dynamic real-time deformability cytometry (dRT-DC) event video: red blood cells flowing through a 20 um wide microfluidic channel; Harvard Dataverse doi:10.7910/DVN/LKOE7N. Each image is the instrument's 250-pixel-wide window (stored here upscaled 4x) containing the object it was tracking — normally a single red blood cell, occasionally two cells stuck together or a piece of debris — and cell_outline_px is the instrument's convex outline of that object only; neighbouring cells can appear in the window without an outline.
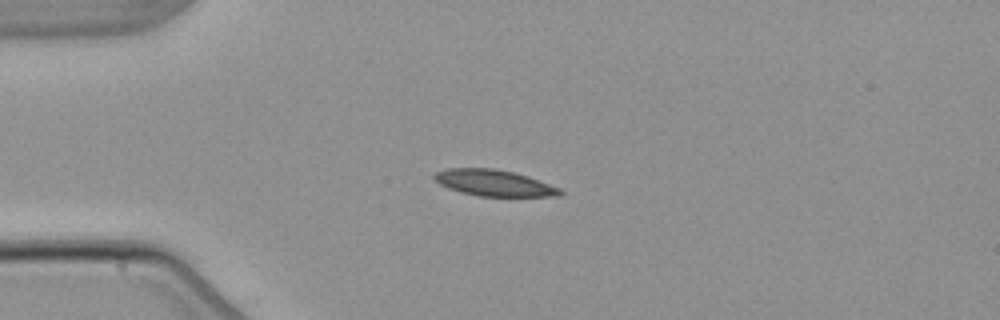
{"species": "common noctule bat (a hibernating species)", "species_latin": "Nyctalus noctula", "temperature_condition": "warm", "stored_images_in_passage": 2, "camera_frame_rate_fps": 3000, "um_per_image_px": 0.085, "animal": {"sex": "male", "body_mass_g": 21.5, "forearm_length_mm": 52.0}, "frame": {"image": 1, "passage_image": 1, "time_ms": 0.0, "image_size_px": [1000, 320], "cell_outline_px": [[564, 192], [560, 196], [476, 196], [460, 192], [448, 188], [440, 184], [432, 176], [436, 172], [448, 168], [496, 168], [528, 176], [560, 188]], "centroid_in_image_um": [41.99, 15.55], "position_along_channel_um": 43.0, "area_um2": 19.25}}